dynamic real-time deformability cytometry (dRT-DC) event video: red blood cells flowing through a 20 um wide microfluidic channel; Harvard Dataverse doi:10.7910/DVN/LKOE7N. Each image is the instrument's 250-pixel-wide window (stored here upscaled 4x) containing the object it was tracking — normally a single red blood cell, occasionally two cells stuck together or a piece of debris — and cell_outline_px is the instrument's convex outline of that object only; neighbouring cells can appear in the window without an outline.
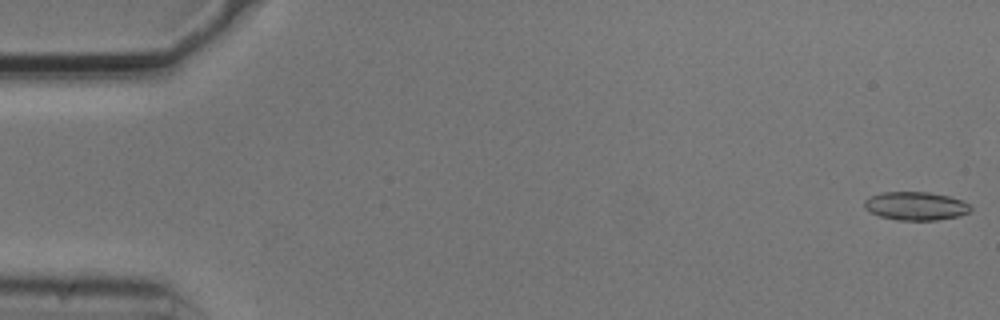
{"species": "common noctule bat (a hibernating species)", "species_latin": "Nyctalus noctula", "temperature_condition": "cold", "stored_images_in_passage": 54, "camera_frame_rate_fps": 3000, "um_per_image_px": 0.085, "animal": {"sex": "male", "body_mass_g": 20.5, "forearm_length_mm": 52.5}, "frame": {"image": 1, "passage_image": 1, "time_ms": 0.0, "image_size_px": [1000, 320], "cell_outline_px": [[972, 208], [968, 212], [960, 216], [936, 220], [896, 220], [880, 216], [864, 208], [864, 200], [880, 192], [928, 192], [948, 196], [964, 200]], "centroid_in_image_um": [77.85, 17.51], "position_along_channel_um": 7.2, "area_um2": 17.57}}
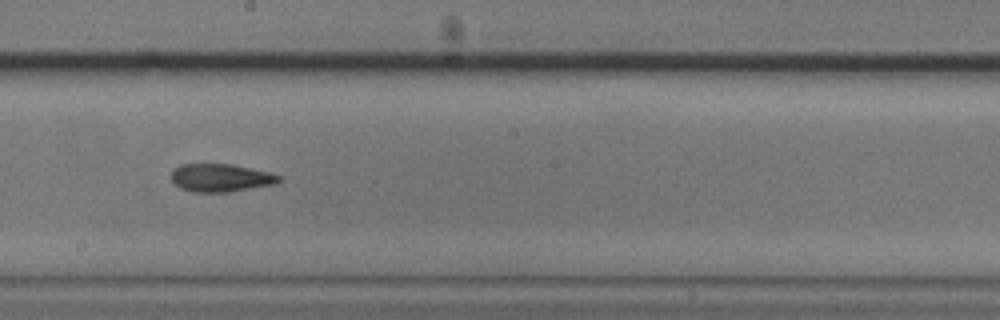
{"frame": {"image": 2, "passage_image": 30, "time_ms": 9.667, "image_size_px": [1000, 320], "cell_outline_px": [[280, 180], [276, 184], [232, 192], [192, 192], [180, 188], [168, 176], [172, 168], [180, 164], [232, 164], [268, 172], [280, 176]], "centroid_in_image_um": [18.7, 15.11], "position_along_channel_um": 229.5, "area_um2": 17.8}}
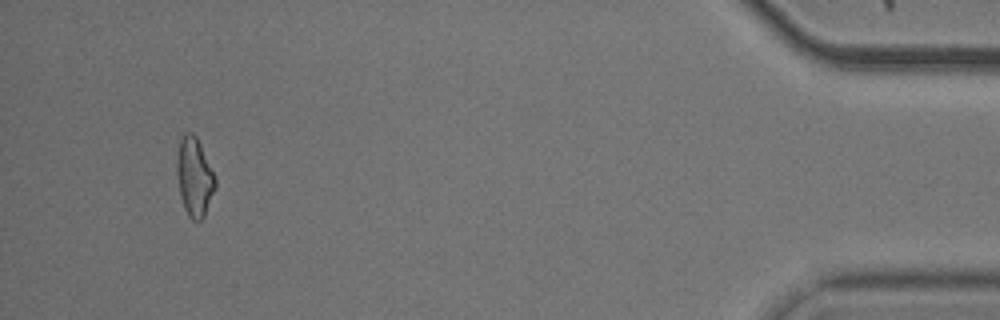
{"frame": {"image": 3, "passage_image": 51, "time_ms": 16.667, "image_size_px": [1000, 320], "cell_outline_px": [[216, 188], [204, 216], [200, 220], [192, 220], [188, 216], [184, 208], [180, 196], [176, 172], [176, 160], [180, 140], [184, 132], [192, 132], [196, 136], [200, 144], [216, 180]], "centroid_in_image_um": [16.51, 15.05], "position_along_channel_um": 418.7, "area_um2": 17.57}, "authors_computed_cell_mechanics": {"area_um2": 17.629, "velocity_mm_per_s": 3.7466, "shape_relaxation_time_tau1_ms": 8.9523, "shape_relaxation_time_tau2_ms": 10.2233, "deformation_change_tau1": 0.1727, "deformation_change_tau2": 0.2181}}